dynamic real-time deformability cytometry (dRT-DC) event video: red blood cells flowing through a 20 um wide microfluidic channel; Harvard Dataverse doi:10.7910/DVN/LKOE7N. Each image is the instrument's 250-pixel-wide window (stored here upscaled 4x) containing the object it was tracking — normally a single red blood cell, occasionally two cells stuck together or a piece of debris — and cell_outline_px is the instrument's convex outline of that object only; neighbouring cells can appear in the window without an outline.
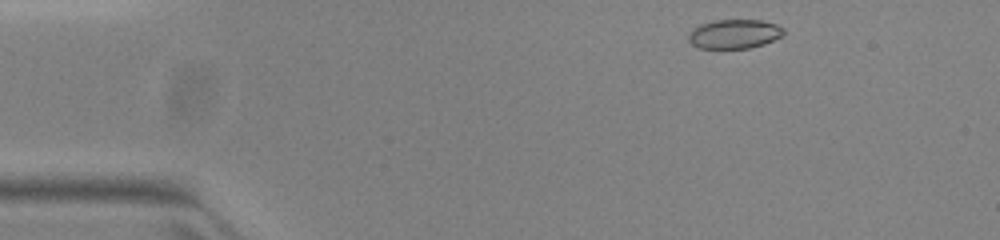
{"species": "common noctule bat (a hibernating species)", "species_latin": "Nyctalus noctula", "temperature_condition": "warm", "stored_images_in_passage": 45, "camera_frame_rate_fps": 3000, "um_per_image_px": 0.085, "animal": {"sex": "female", "body_mass_g": 23.0, "forearm_length_mm": 53.4}, "frame": {"image": 1, "passage_image": 1, "time_ms": 0.0, "image_size_px": [1000, 240], "cell_outline_px": [[784, 36], [764, 44], [748, 48], [700, 48], [692, 44], [688, 40], [688, 36], [692, 28], [700, 24], [716, 20], [760, 20], [776, 24], [784, 28]], "centroid_in_image_um": [62.43, 2.88], "position_along_channel_um": 22.6, "area_um2": 16.24}}
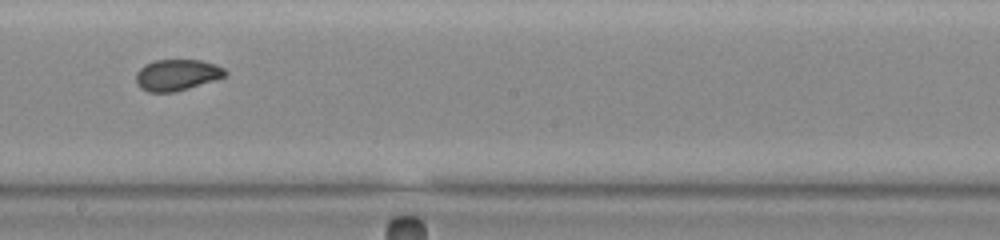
{"frame": {"image": 2, "passage_image": 23, "time_ms": 7.333, "image_size_px": [1000, 240], "cell_outline_px": [[228, 72], [224, 76], [216, 80], [188, 88], [172, 92], [148, 92], [140, 88], [136, 84], [136, 72], [144, 64], [156, 60], [200, 60], [216, 64], [224, 68]], "centroid_in_image_um": [15.03, 6.37], "position_along_channel_um": 233.2, "area_um2": 16.3}}
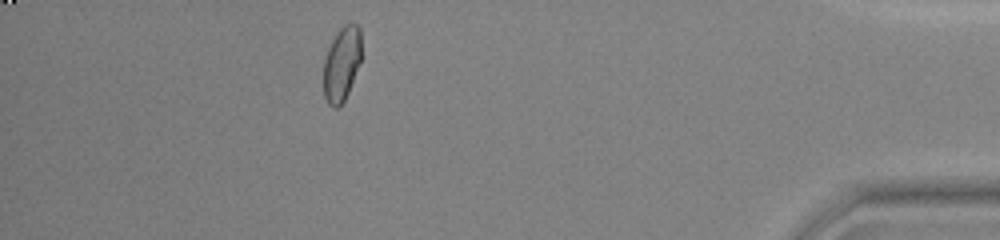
{"frame": {"image": 3, "passage_image": 40, "time_ms": 13.0, "image_size_px": [1000, 240], "cell_outline_px": [[360, 60], [348, 92], [344, 100], [336, 108], [328, 104], [324, 96], [324, 56], [336, 32], [344, 24], [356, 24], [360, 28]], "centroid_in_image_um": [29.02, 5.41], "position_along_channel_um": 406.2, "area_um2": 16.13}, "authors_computed_cell_mechanics": {"area_um2": 16.5308, "velocity_mm_per_s": 3.9677, "shape_relaxation_time_tau1_ms": null, "shape_relaxation_time_tau2_ms": 0.9467, "deformation_change_tau1": null, "deformation_change_tau2": 0.0513}}